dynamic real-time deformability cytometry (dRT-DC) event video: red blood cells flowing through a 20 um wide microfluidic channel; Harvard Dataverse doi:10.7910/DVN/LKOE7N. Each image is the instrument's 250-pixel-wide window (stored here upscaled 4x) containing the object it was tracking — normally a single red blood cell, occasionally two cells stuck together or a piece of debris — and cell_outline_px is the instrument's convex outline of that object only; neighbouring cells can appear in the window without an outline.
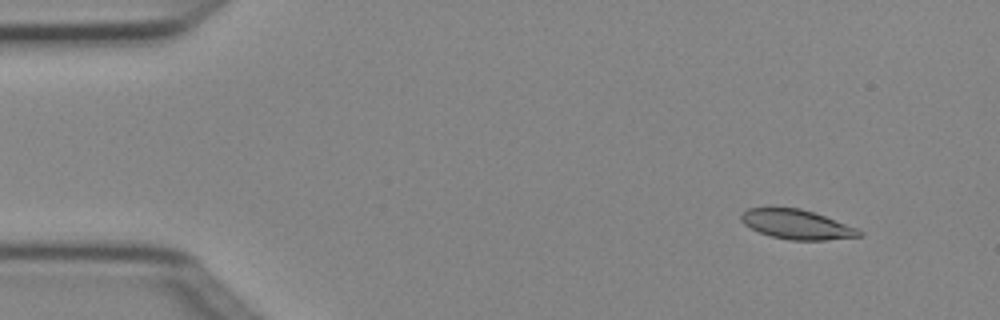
{"species": "Egyptian fruit bat (a non-hibernating species)", "species_latin": "Rousettus aegyptiacus", "temperature_condition": "cold", "stored_images_in_passage": 3, "camera_frame_rate_fps": 3000, "um_per_image_px": 0.085, "animal": {"sex": "female"}, "frame": {"image": 1, "passage_image": 1, "time_ms": 0.0, "image_size_px": [1000, 320], "cell_outline_px": [[864, 236], [824, 240], [792, 240], [772, 236], [760, 232], [744, 224], [740, 220], [740, 216], [748, 208], [800, 208], [860, 228], [864, 232]], "centroid_in_image_um": [67.79, 19.08], "position_along_channel_um": 17.2, "area_um2": 20.17}}
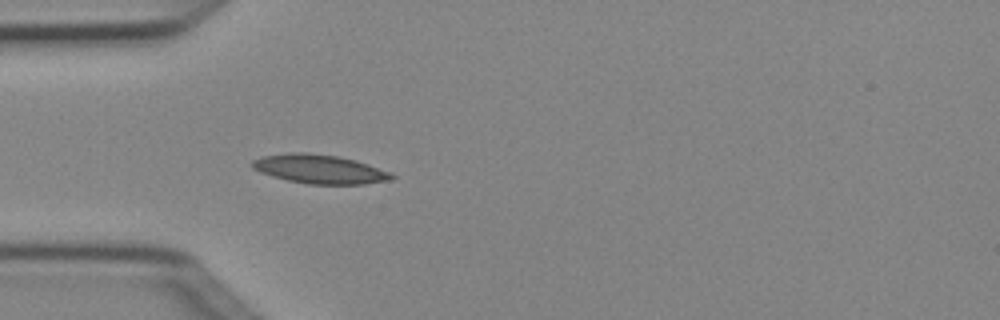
{"frame": {"image": 2, "passage_image": 3, "time_ms": 0.667, "image_size_px": [1000, 320], "cell_outline_px": [[396, 176], [392, 180], [364, 184], [308, 184], [288, 180], [272, 176], [260, 172], [252, 168], [252, 160], [260, 156], [292, 152], [308, 152], [336, 156], [356, 160], [392, 172]], "centroid_in_image_um": [27.18, 14.37], "position_along_channel_um": 57.8, "area_um2": 23.7}}